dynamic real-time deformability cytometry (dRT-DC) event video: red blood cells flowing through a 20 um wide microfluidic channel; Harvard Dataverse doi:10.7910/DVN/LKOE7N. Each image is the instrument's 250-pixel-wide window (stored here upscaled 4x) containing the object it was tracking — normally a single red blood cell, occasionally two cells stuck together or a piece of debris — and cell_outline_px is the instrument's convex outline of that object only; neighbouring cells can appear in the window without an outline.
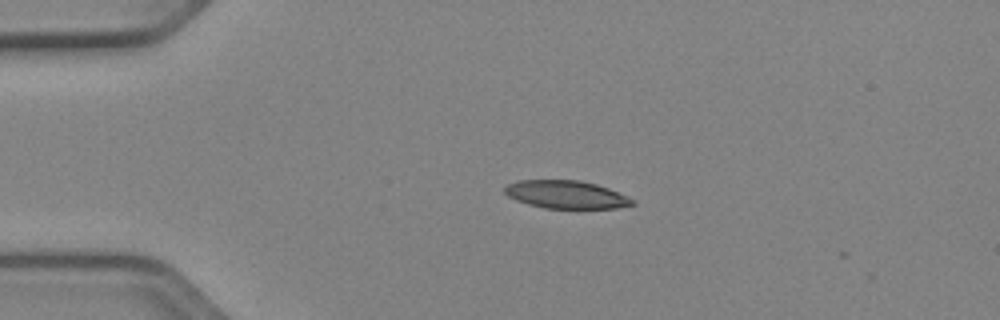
{"species": "Egyptian fruit bat (a non-hibernating species)", "species_latin": "Rousettus aegyptiacus", "temperature_condition": "cold", "stored_images_in_passage": 5, "segment_of_instrument_passage": [2, 2], "camera_frame_rate_fps": 3000, "um_per_image_px": 0.085, "animal": {"sex": "female"}, "frame": {"image": 1, "passage_image": 5, "time_ms": 1.333, "image_size_px": [1000, 320], "cell_outline_px": [[164, 264], [160, 264], [16, 256], [16, 252], [48, 248], [128, 248], [164, 260]], "centroid_in_image_um": [7.97, 21.66], "position_along_channel_um": 77.0, "area_um2": 10.92}}